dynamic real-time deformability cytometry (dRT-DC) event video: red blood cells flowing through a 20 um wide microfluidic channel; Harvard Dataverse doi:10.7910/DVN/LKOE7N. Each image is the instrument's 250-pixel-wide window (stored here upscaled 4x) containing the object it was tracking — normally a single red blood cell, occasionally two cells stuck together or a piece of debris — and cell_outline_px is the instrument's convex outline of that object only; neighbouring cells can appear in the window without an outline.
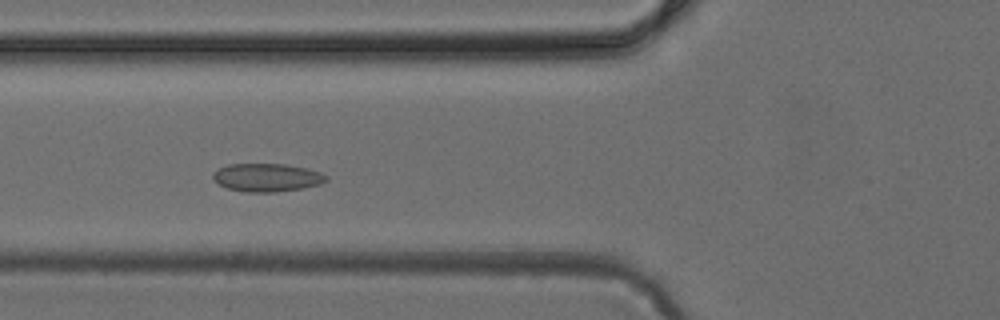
{"species": "common noctule bat (a hibernating species)", "species_latin": "Nyctalus noctula", "temperature_condition": "cold", "stored_images_in_passage": 42, "camera_frame_rate_fps": 3000, "um_per_image_px": 0.085, "animal": {"sex": "female", "body_mass_g": 24.6, "forearm_length_mm": 56.2}, "frame": {"image": 1, "passage_image": 11, "time_ms": 3.333, "image_size_px": [1000, 320], "cell_outline_px": [[328, 180], [320, 184], [300, 188], [276, 192], [244, 192], [228, 188], [212, 180], [212, 172], [216, 168], [228, 164], [288, 164], [308, 168], [320, 172], [328, 176]], "centroid_in_image_um": [22.66, 15.07], "position_along_channel_um": 103.1, "area_um2": 18.79}}
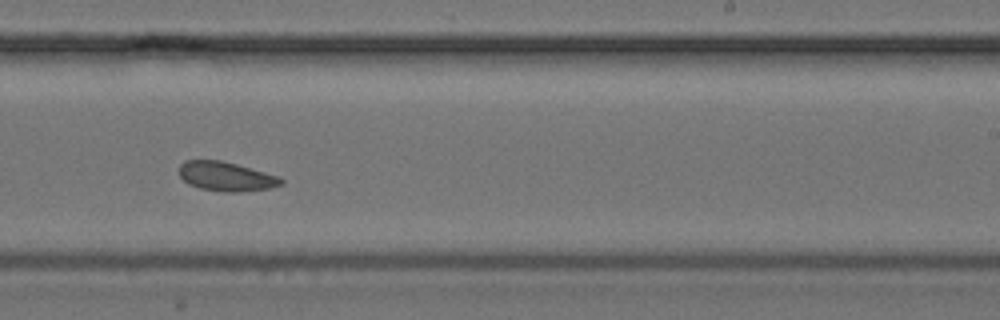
{"frame": {"image": 2, "passage_image": 23, "time_ms": 7.333, "image_size_px": [1000, 320], "cell_outline_px": [[284, 184], [268, 188], [236, 192], [224, 192], [200, 188], [188, 184], [180, 176], [180, 164], [184, 160], [220, 160], [236, 164], [280, 176], [284, 180]], "centroid_in_image_um": [19.23, 14.99], "position_along_channel_um": 269.8, "area_um2": 17.34}}
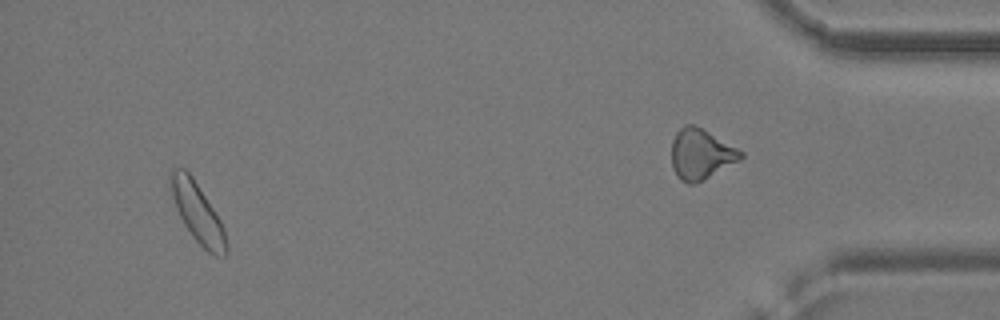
{"frame": {"image": 3, "passage_image": 39, "time_ms": 12.667, "image_size_px": [1000, 320], "cell_outline_px": [[228, 256], [216, 256], [208, 252], [192, 236], [184, 224], [176, 208], [172, 196], [168, 180], [168, 176], [172, 168], [184, 168], [192, 176], [220, 220], [224, 228], [228, 244]], "centroid_in_image_um": [16.79, 18.09], "position_along_channel_um": 418.4, "area_um2": 19.31}}